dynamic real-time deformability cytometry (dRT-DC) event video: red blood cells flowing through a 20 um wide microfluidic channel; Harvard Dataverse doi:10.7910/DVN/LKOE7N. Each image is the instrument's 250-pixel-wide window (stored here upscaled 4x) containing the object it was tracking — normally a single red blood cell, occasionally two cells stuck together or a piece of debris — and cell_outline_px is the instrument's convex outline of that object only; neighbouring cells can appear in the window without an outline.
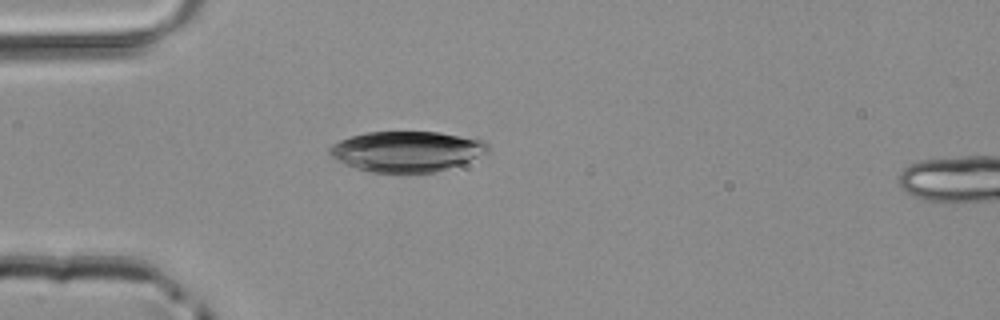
{"species": "common noctule bat (a hibernating species)", "species_latin": "Nyctalus noctula", "temperature_condition": "room temperature", "stored_images_in_passage": 48, "camera_frame_rate_fps": 3000, "um_per_image_px": 0.085, "animal": {"sex": "male", "body_mass_g": 20.4}, "frame": {"image": 1, "passage_image": 13, "time_ms": 4.0, "image_size_px": [1000, 320], "cell_outline_px": [[488, 152], [448, 168], [436, 172], [408, 176], [404, 176], [368, 172], [344, 164], [332, 156], [328, 152], [328, 148], [332, 144], [340, 140], [364, 132], [440, 132], [484, 140], [488, 144]], "centroid_in_image_um": [34.53, 12.91], "position_along_channel_um": 50.5, "area_um2": 38.15}}
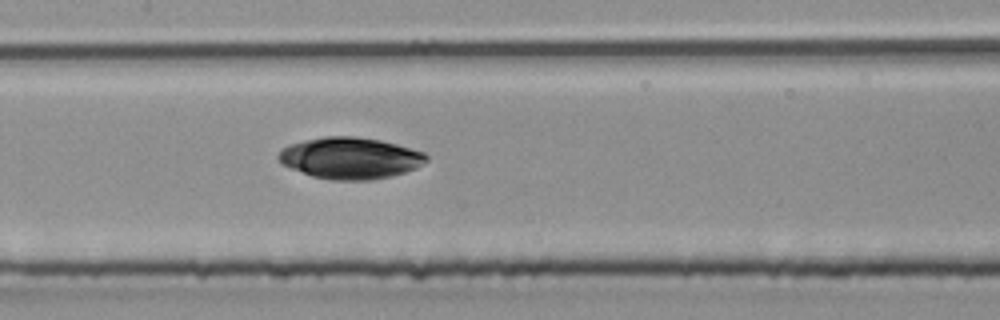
{"frame": {"image": 2, "passage_image": 23, "time_ms": 7.333, "image_size_px": [1000, 320], "cell_outline_px": [[428, 160], [416, 168], [392, 176], [372, 180], [332, 180], [312, 176], [292, 168], [284, 164], [276, 156], [284, 148], [292, 144], [304, 140], [324, 136], [356, 136], [380, 140], [396, 144], [424, 152], [428, 156]], "centroid_in_image_um": [29.8, 13.43], "position_along_channel_um": 177.6, "area_um2": 35.55}}
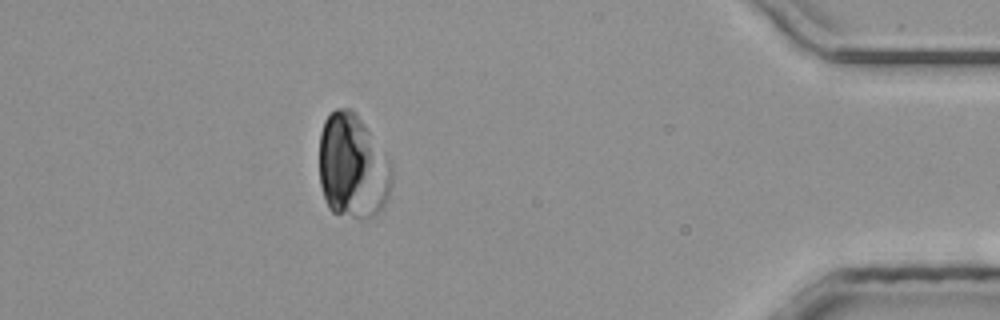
{"frame": {"image": 3, "passage_image": 43, "time_ms": 14.0, "image_size_px": [1000, 320], "cell_outline_px": [[392, 184], [388, 200], [384, 208], [376, 216], [352, 216], [332, 212], [328, 208], [320, 184], [320, 132], [324, 120], [336, 108], [352, 108], [356, 112], [392, 164]], "centroid_in_image_um": [29.99, 14.15], "position_along_channel_um": 405.2, "area_um2": 44.39}}